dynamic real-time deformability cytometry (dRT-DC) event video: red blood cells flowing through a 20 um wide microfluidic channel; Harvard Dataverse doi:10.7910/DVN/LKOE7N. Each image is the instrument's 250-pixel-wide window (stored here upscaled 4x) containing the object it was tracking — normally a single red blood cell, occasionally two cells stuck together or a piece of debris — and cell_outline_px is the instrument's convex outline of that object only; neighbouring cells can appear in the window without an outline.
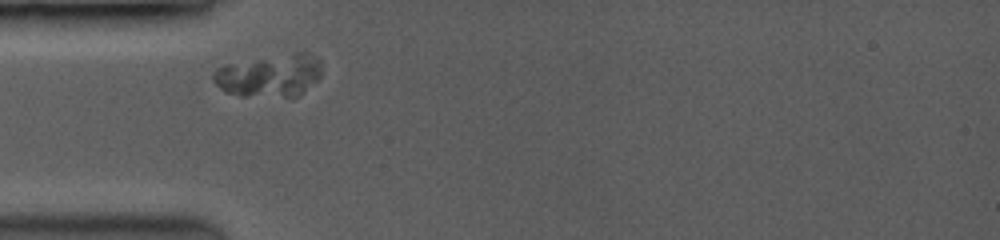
{"species": "common noctule bat (a hibernating species)", "species_latin": "Nyctalus noctula", "temperature_condition": "room temperature", "stored_images_in_passage": 21, "camera_frame_rate_fps": 3500, "um_per_image_px": 0.085, "animal": {"sex": "female", "body_mass_g": 19.0, "forearm_length_mm": 53.3}, "frame": {"image": 1, "passage_image": 1, "time_ms": 0.0, "image_size_px": [1000, 240], "cell_outline_px": [[320, 76], [316, 80], [296, 96], [244, 96], [228, 92], [220, 88], [212, 80], [212, 72], [216, 68], [224, 64], [296, 52], [304, 52], [320, 60]], "centroid_in_image_um": [22.86, 6.4], "position_along_channel_um": 62.1, "area_um2": 26.47}}
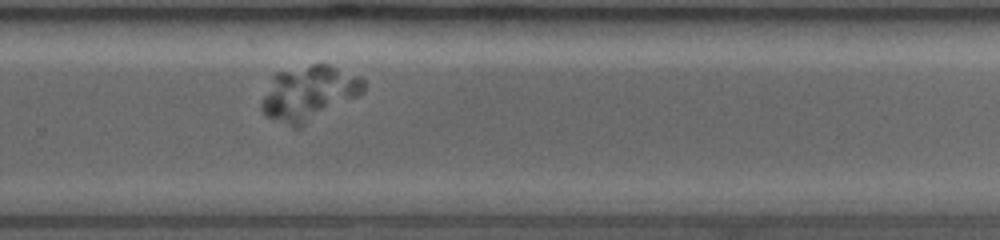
{"frame": {"image": 2, "passage_image": 14, "time_ms": 6.286, "image_size_px": [1000, 240], "cell_outline_px": [[364, 92], [300, 128], [292, 128], [268, 116], [260, 108], [260, 104], [272, 76], [276, 72], [312, 64], [328, 64], [364, 80]], "centroid_in_image_um": [26.22, 7.94], "position_along_channel_um": 303.6, "area_um2": 32.14}}
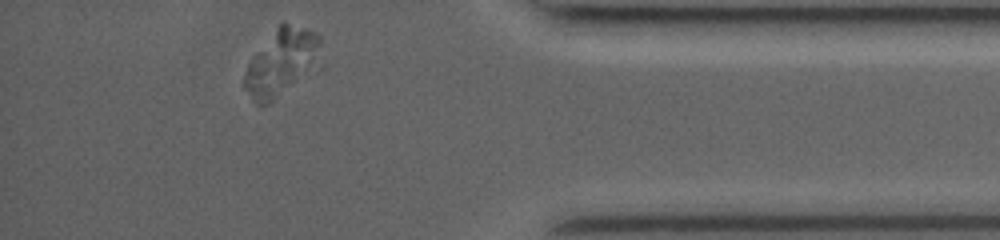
{"frame": {"image": 3, "passage_image": 21, "time_ms": 9.429, "image_size_px": [1000, 240], "cell_outline_px": [[320, 44], [308, 60], [292, 80], [268, 104], [256, 104], [252, 100], [244, 88], [244, 76], [248, 64], [256, 52], [276, 28], [284, 20], [312, 32], [320, 36]], "centroid_in_image_um": [23.7, 5.22], "position_along_channel_um": 411.5, "area_um2": 26.18}}